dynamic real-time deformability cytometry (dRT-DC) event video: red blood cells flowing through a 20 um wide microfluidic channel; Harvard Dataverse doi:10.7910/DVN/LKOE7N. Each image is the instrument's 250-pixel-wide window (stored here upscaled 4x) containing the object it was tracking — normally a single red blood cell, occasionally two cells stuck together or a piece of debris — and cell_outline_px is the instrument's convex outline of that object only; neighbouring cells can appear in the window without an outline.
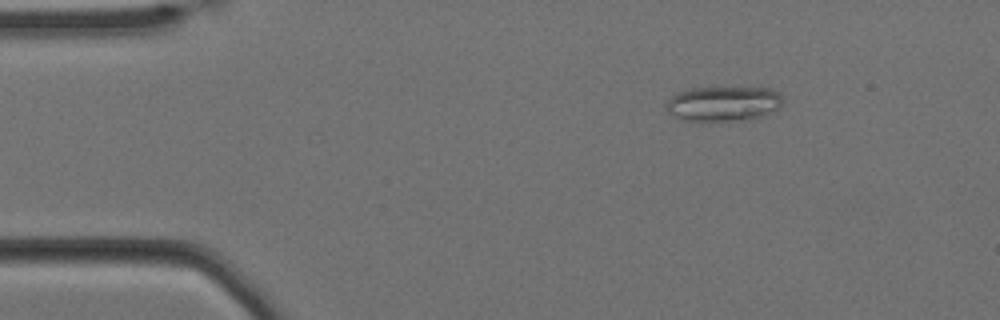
{"species": "Egyptian fruit bat (a non-hibernating species)", "species_latin": "Rousettus aegyptiacus", "temperature_condition": "cold", "stored_images_in_passage": 9, "camera_frame_rate_fps": 3000, "um_per_image_px": 0.085, "animal": {"sex": "female"}, "frame": {"image": 1, "passage_image": 8, "time_ms": 2.333, "image_size_px": [1000, 320], "cell_outline_px": [[784, 100], [780, 108], [764, 116], [752, 120], [684, 120], [668, 112], [664, 108], [664, 104], [672, 96], [680, 92], [692, 88], [768, 88], [780, 92]], "centroid_in_image_um": [61.55, 8.81], "position_along_channel_um": 23.5, "area_um2": 23.81}}